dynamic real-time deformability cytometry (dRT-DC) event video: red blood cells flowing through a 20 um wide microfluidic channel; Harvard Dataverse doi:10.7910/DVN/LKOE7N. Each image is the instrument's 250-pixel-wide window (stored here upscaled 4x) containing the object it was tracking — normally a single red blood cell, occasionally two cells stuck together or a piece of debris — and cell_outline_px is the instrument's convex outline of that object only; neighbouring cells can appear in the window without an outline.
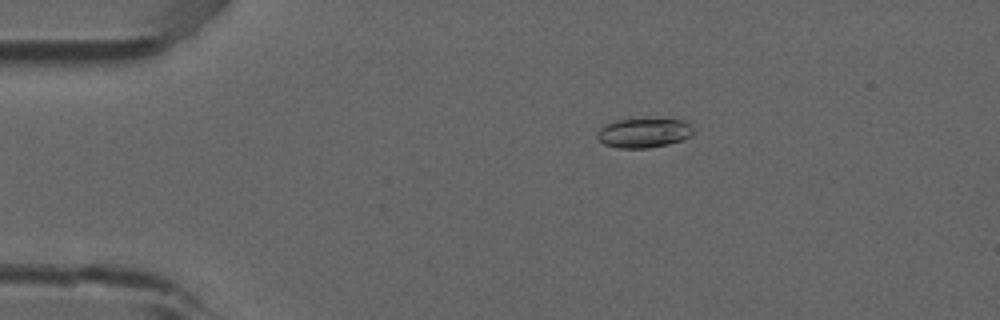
{"species": "common noctule bat (a hibernating species)", "species_latin": "Nyctalus noctula", "temperature_condition": "room temperature", "stored_images_in_passage": 25, "camera_frame_rate_fps": 3000, "um_per_image_px": 0.085, "animal": {"sex": "male", "forearm_length_mm": 52.5}, "frame": {"image": 1, "passage_image": 10, "time_ms": 3.0, "image_size_px": [1000, 320], "cell_outline_px": [[692, 136], [668, 144], [648, 148], [620, 148], [604, 144], [596, 136], [600, 128], [604, 124], [616, 120], [684, 120], [692, 128]], "centroid_in_image_um": [54.69, 11.31], "position_along_channel_um": 30.3, "area_um2": 16.13}}
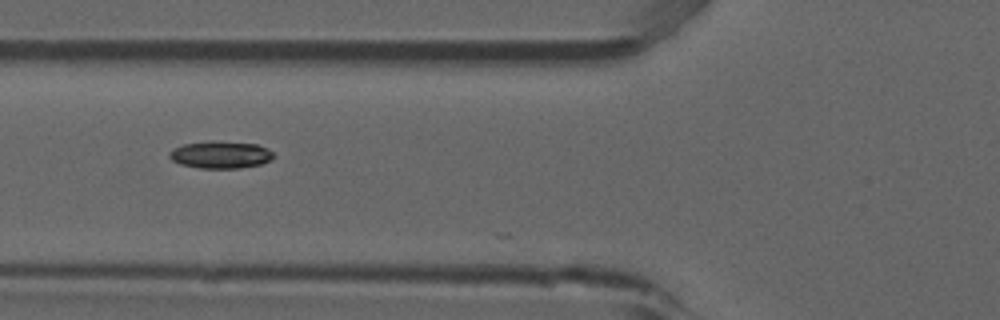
{"frame": {"image": 2, "passage_image": 20, "time_ms": 6.333, "image_size_px": [1000, 320], "cell_outline_px": [[272, 160], [260, 164], [240, 168], [200, 168], [180, 164], [172, 160], [168, 156], [168, 152], [184, 144], [212, 140], [256, 144], [268, 148], [272, 152]], "centroid_in_image_um": [18.74, 13.15], "position_along_channel_um": 107.1, "area_um2": 16.53}}
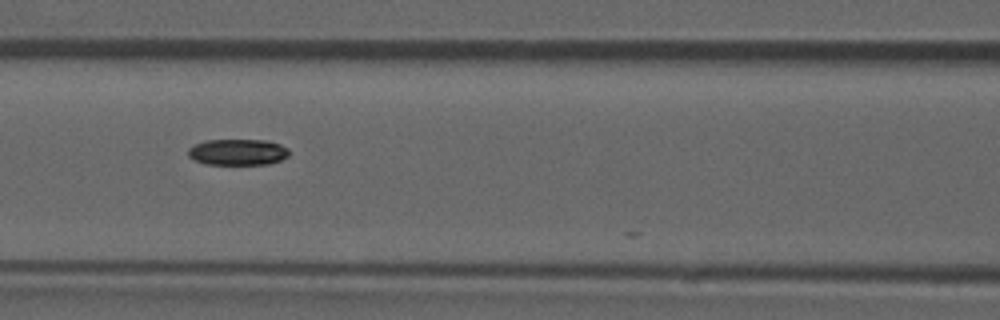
{"frame": {"image": 3, "passage_image": 23, "time_ms": 7.333, "image_size_px": [1000, 320], "cell_outline_px": [[288, 156], [280, 160], [268, 164], [204, 164], [192, 160], [188, 156], [188, 148], [196, 144], [208, 140], [268, 140], [280, 144], [288, 148]], "centroid_in_image_um": [20.19, 12.93], "position_along_channel_um": 146.4, "area_um2": 15.43}}